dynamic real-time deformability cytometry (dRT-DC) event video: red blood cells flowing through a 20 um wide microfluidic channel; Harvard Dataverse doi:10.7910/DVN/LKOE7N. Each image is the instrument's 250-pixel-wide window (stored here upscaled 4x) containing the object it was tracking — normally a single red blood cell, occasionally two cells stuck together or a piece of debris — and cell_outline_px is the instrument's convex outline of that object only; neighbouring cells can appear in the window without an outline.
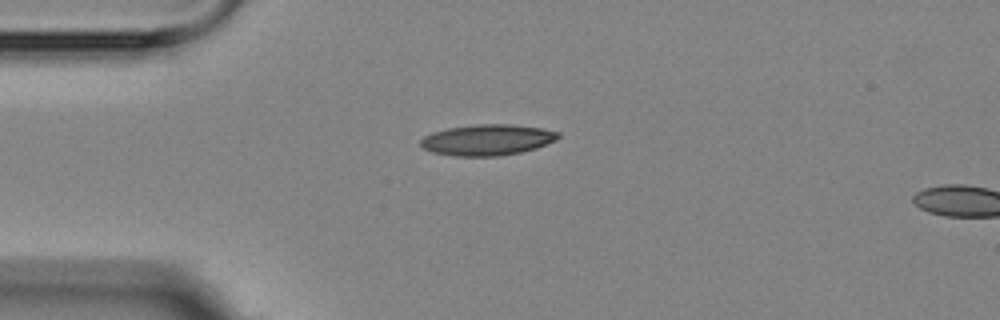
{"species": "Egyptian fruit bat (a non-hibernating species)", "species_latin": "Rousettus aegyptiacus", "temperature_condition": "room temperature", "stored_images_in_passage": 2, "camera_frame_rate_fps": 3000, "um_per_image_px": 0.085, "animal": {"sex": "female"}, "frame": {"image": 1, "passage_image": 1, "time_ms": 0.0, "image_size_px": [1000, 320], "cell_outline_px": [[560, 136], [556, 140], [536, 148], [520, 152], [500, 156], [452, 156], [432, 152], [424, 148], [420, 144], [420, 140], [424, 136], [432, 132], [448, 128], [476, 124], [512, 124], [540, 128], [560, 132]], "centroid_in_image_um": [41.41, 11.89], "position_along_channel_um": 43.6, "area_um2": 24.85}}